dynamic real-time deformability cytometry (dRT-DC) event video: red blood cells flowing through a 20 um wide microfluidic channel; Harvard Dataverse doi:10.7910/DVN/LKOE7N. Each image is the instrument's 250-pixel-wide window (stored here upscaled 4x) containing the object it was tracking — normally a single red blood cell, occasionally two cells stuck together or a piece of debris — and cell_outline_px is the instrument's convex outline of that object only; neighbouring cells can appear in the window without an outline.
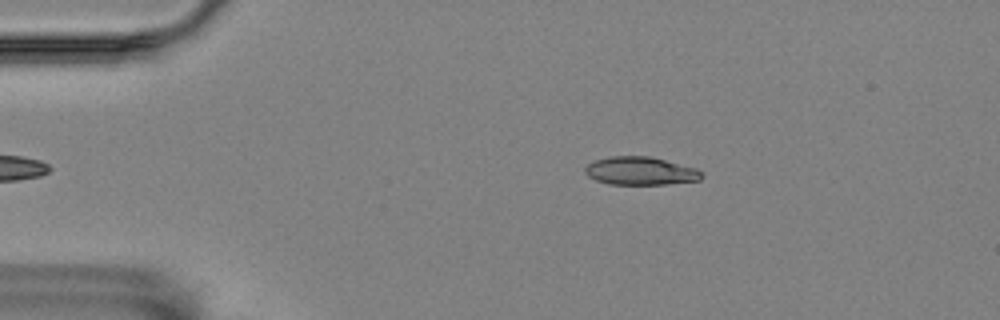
{"species": "Egyptian fruit bat (a non-hibernating species)", "species_latin": "Rousettus aegyptiacus", "temperature_condition": "room temperature", "stored_images_in_passage": 39, "camera_frame_rate_fps": 3000, "um_per_image_px": 0.085, "animal": {"sex": "female"}, "frame": {"image": 1, "passage_image": 1, "time_ms": 0.0, "image_size_px": [1000, 320], "cell_outline_px": [[704, 176], [700, 180], [664, 184], [608, 184], [596, 180], [588, 176], [584, 172], [584, 168], [588, 164], [596, 160], [612, 156], [648, 156], [696, 168], [704, 172]], "centroid_in_image_um": [54.45, 14.53], "position_along_channel_um": 30.6, "area_um2": 19.02}}
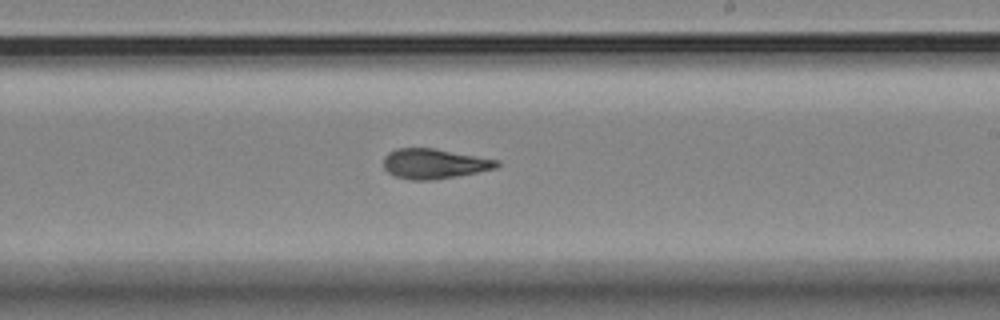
{"frame": {"image": 2, "passage_image": 24, "time_ms": 7.667, "image_size_px": [1000, 320], "cell_outline_px": [[500, 164], [496, 168], [456, 176], [432, 180], [412, 180], [396, 176], [388, 172], [384, 168], [384, 156], [388, 152], [396, 148], [436, 148], [500, 160]], "centroid_in_image_um": [36.91, 13.9], "position_along_channel_um": 252.1, "area_um2": 19.83}}
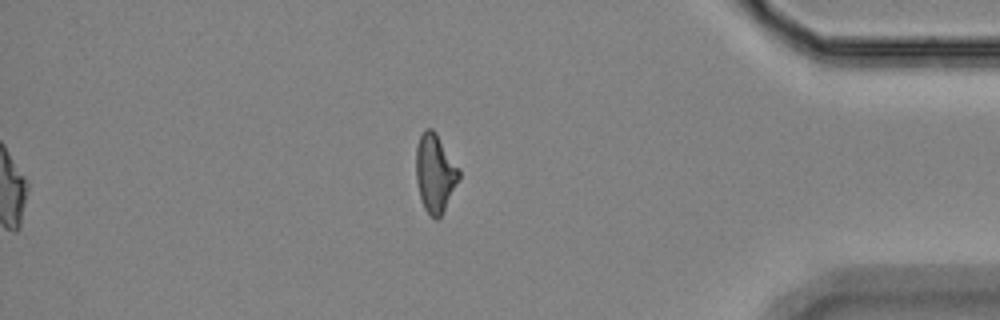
{"frame": {"image": 3, "passage_image": 39, "time_ms": 12.667, "image_size_px": [1000, 320], "cell_outline_px": [[460, 180], [440, 216], [436, 220], [424, 208], [420, 196], [416, 180], [416, 148], [420, 136], [424, 128], [432, 128], [436, 132], [460, 168]], "centroid_in_image_um": [36.99, 14.67], "position_along_channel_um": 398.2, "area_um2": 19.65}, "authors_computed_cell_mechanics": {"area_um2": 19.8254, "velocity_mm_per_s": 3.5451, "shape_relaxation_time_tau1_ms": 11.2054, "shape_relaxation_time_tau2_ms": 2.3654, "deformation_change_tau1": 0.2656, "deformation_change_tau2": 0.1087}}